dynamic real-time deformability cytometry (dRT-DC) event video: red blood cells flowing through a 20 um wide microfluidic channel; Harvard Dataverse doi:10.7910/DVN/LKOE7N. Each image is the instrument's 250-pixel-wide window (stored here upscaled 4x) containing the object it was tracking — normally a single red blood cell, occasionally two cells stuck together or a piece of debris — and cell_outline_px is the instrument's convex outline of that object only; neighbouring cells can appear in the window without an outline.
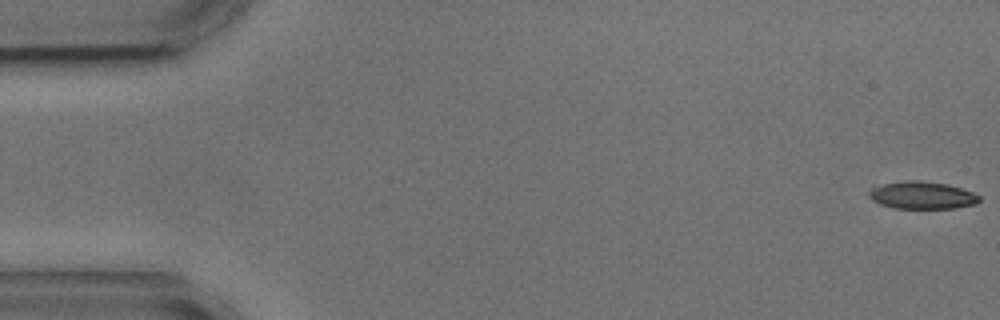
{"species": "common noctule bat (a hibernating species)", "species_latin": "Nyctalus noctula", "temperature_condition": "cold", "stored_images_in_passage": 5, "camera_frame_rate_fps": 3000, "um_per_image_px": 0.085, "animal": {"sex": "male", "body_mass_g": 17.9, "forearm_length_mm": 54.2}, "frame": {"image": 1, "passage_image": 1, "time_ms": 0.0, "image_size_px": [1000, 320], "cell_outline_px": [[980, 200], [976, 204], [956, 208], [892, 208], [880, 204], [872, 200], [868, 196], [868, 192], [872, 188], [884, 184], [904, 180], [920, 180], [948, 184], [972, 192], [980, 196]], "centroid_in_image_um": [78.37, 16.6], "position_along_channel_um": 6.6, "area_um2": 17.69}}
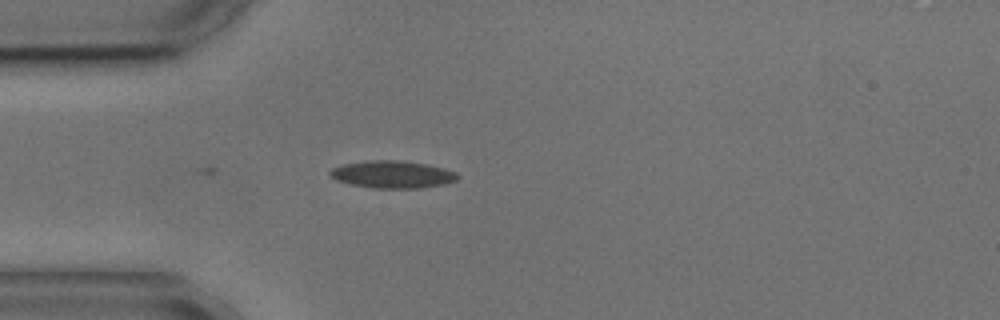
{"frame": {"image": 2, "passage_image": 5, "time_ms": 4.667, "image_size_px": [1000, 320], "cell_outline_px": [[460, 176], [456, 180], [444, 184], [420, 188], [372, 188], [352, 184], [336, 180], [328, 176], [328, 172], [332, 168], [344, 164], [372, 160], [400, 160], [428, 164], [444, 168], [456, 172]], "centroid_in_image_um": [33.36, 14.82], "position_along_channel_um": 51.6, "area_um2": 20.4}}